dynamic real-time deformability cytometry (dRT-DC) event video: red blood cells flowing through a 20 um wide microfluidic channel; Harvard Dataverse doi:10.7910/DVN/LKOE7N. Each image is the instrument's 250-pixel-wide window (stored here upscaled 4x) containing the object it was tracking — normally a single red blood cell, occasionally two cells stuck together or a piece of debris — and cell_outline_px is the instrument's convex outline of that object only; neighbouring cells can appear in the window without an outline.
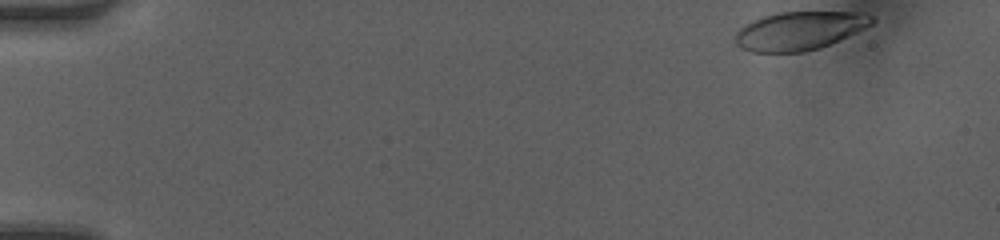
{"species": "human", "species_latin": "Homo sapiens", "temperature_condition": "room temperature", "stored_images_in_passage": 41, "camera_frame_rate_fps": 3000, "um_per_image_px": 0.085, "donor": {"sex": "female"}, "frame": {"image": 1, "passage_image": 1, "time_ms": 0.0, "image_size_px": [1000, 240], "cell_outline_px": [[876, 20], [872, 24], [864, 28], [820, 48], [804, 52], [752, 52], [740, 48], [736, 44], [736, 32], [744, 24], [752, 20], [764, 16], [780, 12], [864, 12], [876, 16]], "centroid_in_image_um": [67.96, 2.6], "position_along_channel_um": 17.0, "area_um2": 30.63}}
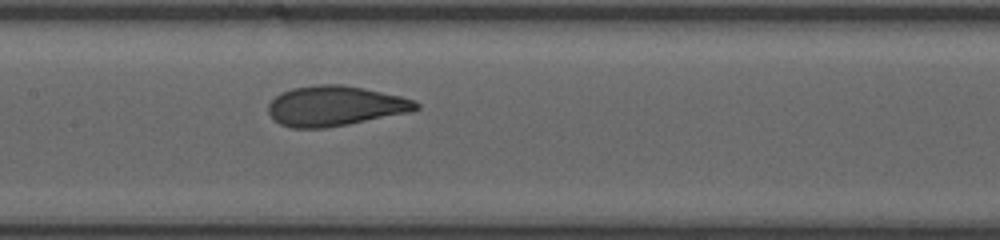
{"frame": {"image": 2, "passage_image": 22, "time_ms": 7.0, "image_size_px": [1000, 240], "cell_outline_px": [[420, 108], [412, 112], [348, 124], [324, 128], [292, 128], [280, 124], [268, 112], [268, 104], [280, 92], [292, 88], [320, 84], [340, 84], [364, 88], [400, 96], [416, 100], [420, 104]], "centroid_in_image_um": [28.51, 9.0], "position_along_channel_um": 178.9, "area_um2": 34.56}}
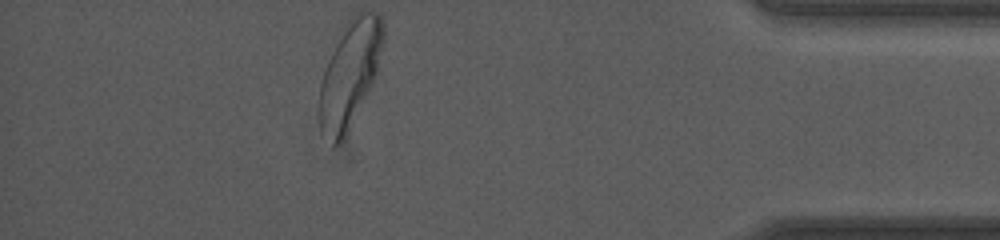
{"frame": {"image": 3, "passage_image": 41, "time_ms": 13.333, "image_size_px": [1000, 240], "cell_outline_px": [[384, 36], [376, 72], [372, 84], [340, 144], [332, 148], [320, 132], [320, 80], [340, 28], [356, 12], [376, 12], [380, 16], [384, 24]], "centroid_in_image_um": [29.7, 6.26], "position_along_channel_um": 405.5, "area_um2": 39.48}, "authors_computed_cell_mechanics": {"area_um2": 33.9864, "velocity_mm_per_s": 4.2023, "shape_relaxation_time_tau1_ms": 3.0458, "shape_relaxation_time_tau2_ms": 0.7223, "deformation_change_tau1": 0.1563, "deformation_change_tau2": 0.0641}}